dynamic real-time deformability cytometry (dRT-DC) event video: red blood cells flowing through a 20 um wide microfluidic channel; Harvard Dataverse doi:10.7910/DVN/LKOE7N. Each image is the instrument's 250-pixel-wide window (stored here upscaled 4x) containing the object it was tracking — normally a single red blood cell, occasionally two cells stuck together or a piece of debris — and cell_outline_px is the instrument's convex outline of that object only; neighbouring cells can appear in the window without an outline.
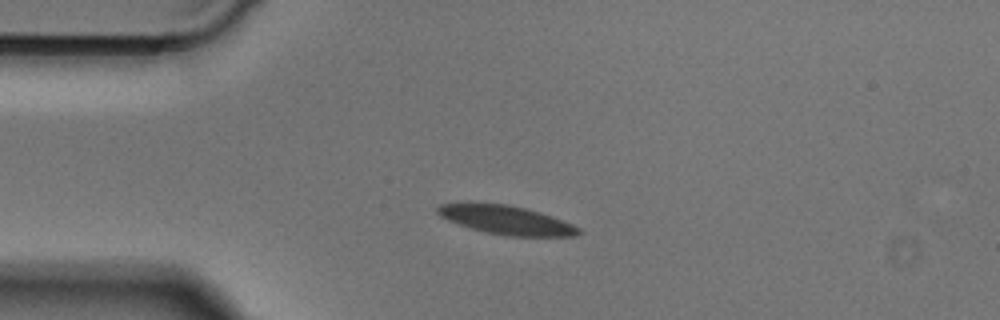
{"species": "Egyptian fruit bat (a non-hibernating species)", "species_latin": "Rousettus aegyptiacus", "temperature_condition": "cold", "stored_images_in_passage": 48, "camera_frame_rate_fps": 3000, "um_per_image_px": 0.085, "animal": {"sex": "male"}, "frame": {"image": 1, "passage_image": 10, "time_ms": 3.0, "image_size_px": [1000, 320], "cell_outline_px": [[580, 232], [576, 236], [508, 236], [488, 232], [472, 228], [448, 220], [440, 216], [436, 212], [436, 208], [440, 204], [472, 200], [508, 204], [524, 208], [572, 224], [580, 228]], "centroid_in_image_um": [42.92, 18.65], "position_along_channel_um": 42.1, "area_um2": 23.76}}
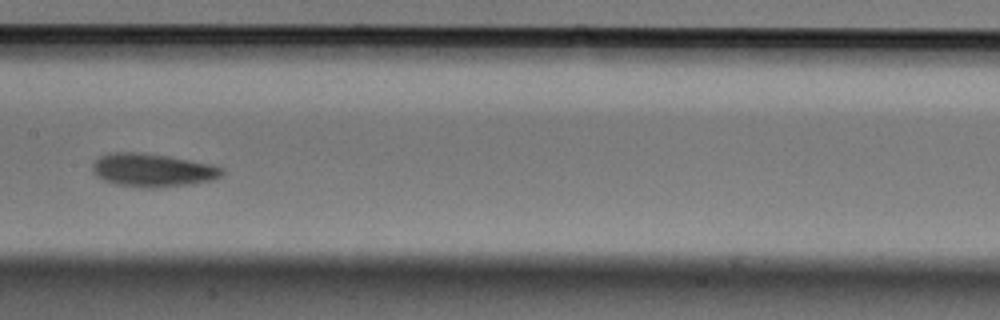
{"frame": {"image": 2, "passage_image": 23, "time_ms": 7.333, "image_size_px": [1000, 320], "cell_outline_px": [[224, 172], [220, 176], [212, 180], [192, 184], [156, 188], [144, 188], [116, 184], [104, 180], [96, 176], [92, 172], [92, 164], [100, 156], [112, 152], [144, 152], [168, 156], [212, 164], [224, 168]], "centroid_in_image_um": [12.97, 14.46], "position_along_channel_um": 194.4, "area_um2": 25.32}}
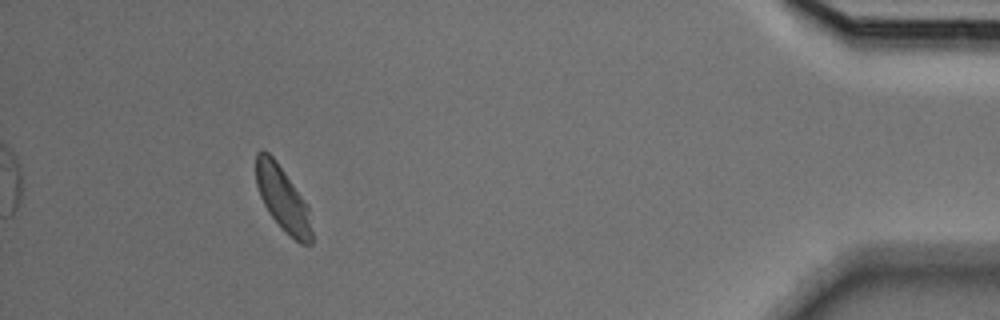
{"frame": {"image": 3, "passage_image": 44, "time_ms": 14.333, "image_size_px": [1000, 320], "cell_outline_px": [[312, 244], [300, 244], [268, 212], [260, 196], [256, 184], [256, 152], [264, 148], [276, 160], [308, 204], [312, 232]], "centroid_in_image_um": [24.03, 16.84], "position_along_channel_um": 411.2, "area_um2": 20.75}}